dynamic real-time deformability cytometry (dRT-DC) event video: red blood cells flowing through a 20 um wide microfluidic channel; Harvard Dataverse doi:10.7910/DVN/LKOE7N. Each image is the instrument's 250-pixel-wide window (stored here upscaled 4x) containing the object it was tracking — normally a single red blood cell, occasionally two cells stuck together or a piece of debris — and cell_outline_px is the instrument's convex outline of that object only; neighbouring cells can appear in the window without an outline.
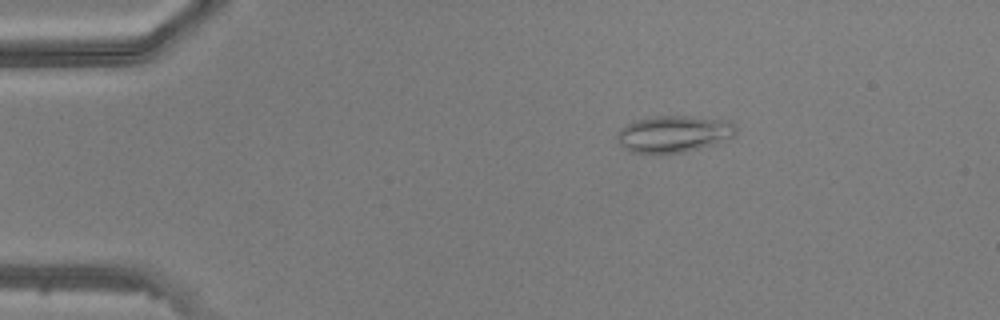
{"species": "common noctule bat (a hibernating species)", "species_latin": "Nyctalus noctula", "temperature_condition": "warm", "stored_images_in_passage": 48, "camera_frame_rate_fps": 3000, "um_per_image_px": 0.085, "animal": {"sex": "male", "body_mass_g": 20.5, "forearm_length_mm": 52.5}, "frame": {"image": 1, "passage_image": 9, "time_ms": 2.667, "image_size_px": [1000, 320], "cell_outline_px": [[736, 132], [732, 136], [716, 144], [684, 152], [628, 152], [620, 144], [616, 136], [620, 128], [636, 120], [652, 116], [692, 116], [728, 120], [736, 128]], "centroid_in_image_um": [57.26, 11.37], "position_along_channel_um": 27.7, "area_um2": 25.2}}
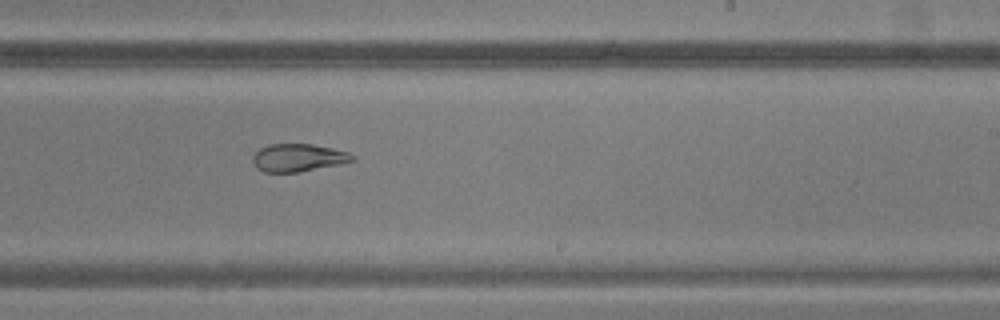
{"frame": {"image": 2, "passage_image": 30, "time_ms": 9.667, "image_size_px": [1000, 320], "cell_outline_px": [[356, 160], [340, 164], [296, 172], [264, 172], [256, 168], [252, 160], [252, 156], [260, 148], [268, 144], [312, 144], [332, 148], [348, 152], [356, 156]], "centroid_in_image_um": [25.34, 13.4], "position_along_channel_um": 263.7, "area_um2": 16.13}}
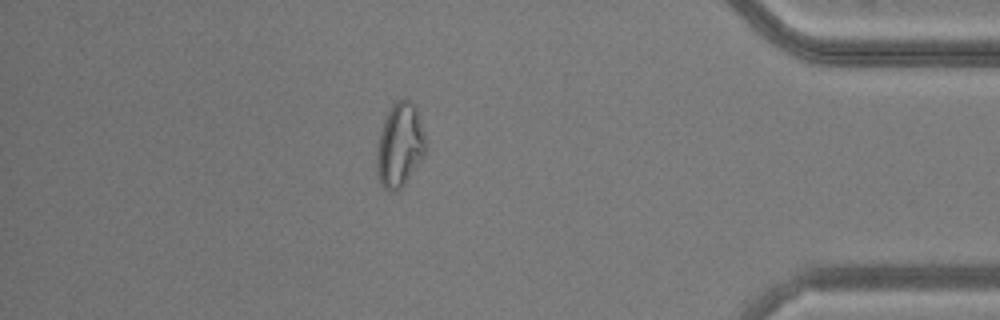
{"frame": {"image": 3, "passage_image": 42, "time_ms": 13.667, "image_size_px": [1000, 320], "cell_outline_px": [[428, 140], [424, 156], [404, 184], [396, 192], [388, 192], [380, 184], [376, 168], [376, 152], [380, 132], [384, 120], [392, 104], [396, 100], [404, 96], [416, 108]], "centroid_in_image_um": [33.99, 12.34], "position_along_channel_um": 401.2, "area_um2": 24.33}}